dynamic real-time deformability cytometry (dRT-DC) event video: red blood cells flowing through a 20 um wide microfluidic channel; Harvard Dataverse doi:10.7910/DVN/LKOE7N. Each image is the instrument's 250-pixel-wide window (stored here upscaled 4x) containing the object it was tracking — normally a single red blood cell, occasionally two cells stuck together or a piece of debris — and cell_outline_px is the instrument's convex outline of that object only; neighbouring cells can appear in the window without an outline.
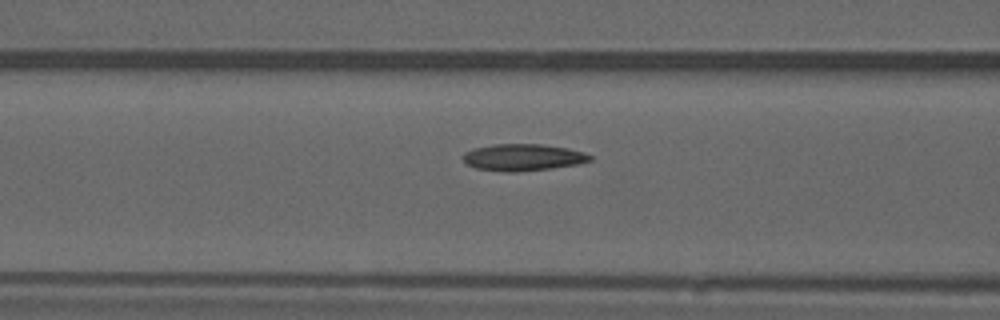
{"species": "common noctule bat (a hibernating species)", "species_latin": "Nyctalus noctula", "temperature_condition": "warm", "stored_images_in_passage": 28, "camera_frame_rate_fps": 3000, "um_per_image_px": 0.085, "animal": {"sex": "male", "forearm_length_mm": 52.5}, "frame": {"image": 1, "passage_image": 13, "time_ms": 4.0, "image_size_px": [1000, 320], "cell_outline_px": [[592, 160], [580, 164], [552, 168], [516, 172], [504, 172], [476, 168], [468, 164], [464, 160], [464, 152], [472, 148], [492, 144], [540, 144], [568, 148], [584, 152], [592, 156]], "centroid_in_image_um": [44.47, 13.37], "position_along_channel_um": 122.1, "area_um2": 19.94}}